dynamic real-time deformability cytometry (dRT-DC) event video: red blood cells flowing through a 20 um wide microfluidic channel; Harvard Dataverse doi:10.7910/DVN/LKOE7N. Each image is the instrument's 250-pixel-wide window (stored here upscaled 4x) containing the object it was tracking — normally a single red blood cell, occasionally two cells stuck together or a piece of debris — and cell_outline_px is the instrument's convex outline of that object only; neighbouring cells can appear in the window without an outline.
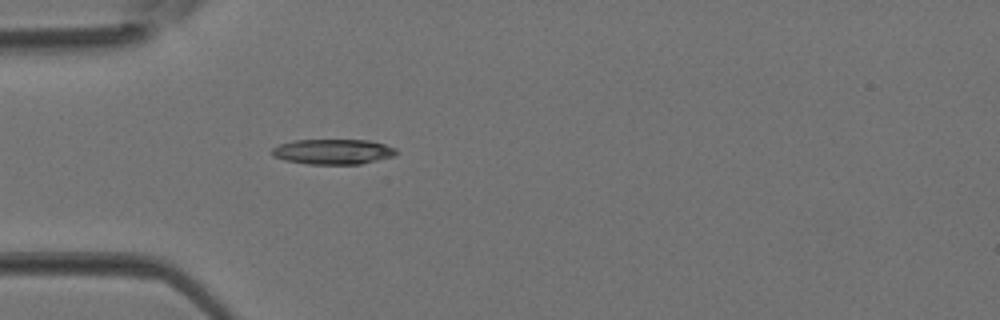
{"species": "Egyptian fruit bat (a non-hibernating species)", "species_latin": "Rousettus aegyptiacus", "temperature_condition": "room temperature", "stored_images_in_passage": 4, "camera_frame_rate_fps": 3000, "um_per_image_px": 0.085, "animal": {"sex": "female"}, "frame": {"image": 1, "passage_image": 4, "time_ms": 1.0, "image_size_px": [1000, 320], "cell_outline_px": [[396, 152], [392, 156], [360, 164], [308, 164], [284, 160], [272, 156], [272, 148], [280, 144], [296, 140], [368, 140], [384, 144], [396, 148]], "centroid_in_image_um": [28.27, 12.89], "position_along_channel_um": 56.7, "area_um2": 18.09}}